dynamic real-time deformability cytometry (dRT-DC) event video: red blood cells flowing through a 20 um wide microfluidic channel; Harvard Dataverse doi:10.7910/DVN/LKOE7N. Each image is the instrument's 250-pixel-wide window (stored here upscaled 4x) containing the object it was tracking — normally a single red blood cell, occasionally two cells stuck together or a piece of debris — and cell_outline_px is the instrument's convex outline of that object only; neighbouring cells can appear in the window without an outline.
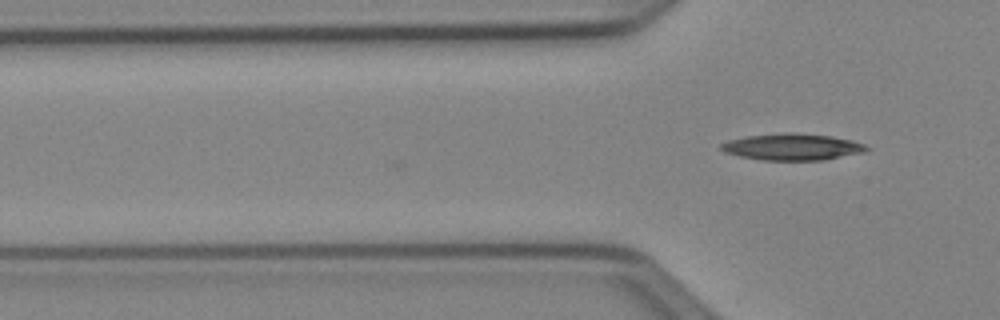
{"species": "Egyptian fruit bat (a non-hibernating species)", "species_latin": "Rousettus aegyptiacus", "temperature_condition": "cold", "stored_images_in_passage": 2, "camera_frame_rate_fps": 3000, "um_per_image_px": 0.085, "animal": {"sex": "female"}, "frame": {"image": 1, "passage_image": 2, "time_ms": 0.333, "image_size_px": [1000, 320], "cell_outline_px": [[872, 148], [868, 152], [824, 160], [764, 160], [740, 156], [724, 152], [720, 148], [720, 144], [728, 140], [748, 136], [788, 132], [792, 132], [832, 136], [852, 140], [864, 144]], "centroid_in_image_um": [67.42, 12.49], "position_along_channel_um": 58.4, "area_um2": 22.72}}